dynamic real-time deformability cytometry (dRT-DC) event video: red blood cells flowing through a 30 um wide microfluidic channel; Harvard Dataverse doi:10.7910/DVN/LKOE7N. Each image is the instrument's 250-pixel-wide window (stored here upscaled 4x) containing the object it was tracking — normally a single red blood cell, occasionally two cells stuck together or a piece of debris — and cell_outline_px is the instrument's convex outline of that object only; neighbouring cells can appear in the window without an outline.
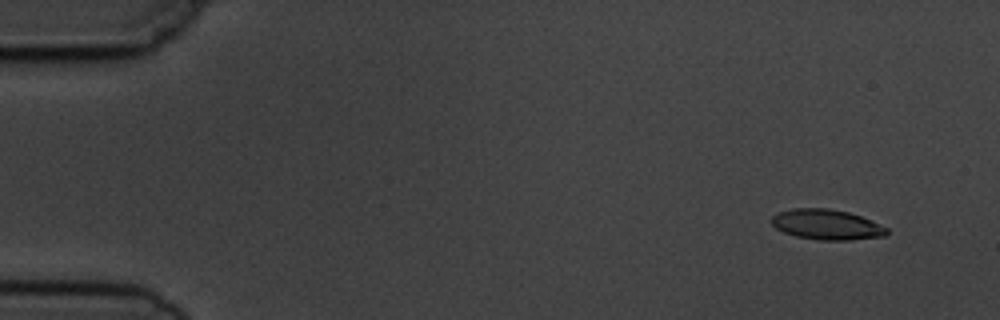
{"species": "common noctule bat (a hibernating species)", "species_latin": "Nyctalus noctula", "temperature_condition": "cold", "stored_images_in_passage": 6, "camera_frame_rate_fps": 3000, "um_per_image_px": 0.085, "animal": {"sex": "male", "body_mass_g": 19.5, "forearm_length_mm": 54.6}, "frame": {"image": 1, "passage_image": 1, "time_ms": 0.0, "image_size_px": [1000, 320], "cell_outline_px": [[888, 232], [884, 236], [852, 240], [820, 240], [796, 236], [784, 232], [776, 228], [772, 224], [772, 216], [780, 212], [792, 208], [828, 208], [848, 212], [860, 216], [888, 228]], "centroid_in_image_um": [70.27, 19.09], "position_along_channel_um": 14.7, "area_um2": 20.17}}
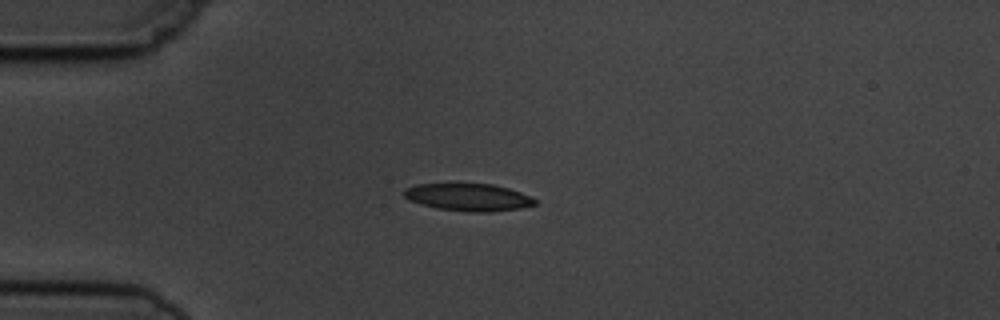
{"frame": {"image": 2, "passage_image": 4, "time_ms": 3.333, "image_size_px": [1000, 320], "cell_outline_px": [[536, 204], [520, 208], [492, 212], [468, 212], [436, 208], [420, 204], [408, 200], [404, 196], [404, 188], [416, 184], [460, 180], [492, 184], [508, 188], [532, 196], [536, 200]], "centroid_in_image_um": [39.75, 16.71], "position_along_channel_um": 45.3, "area_um2": 22.08}}
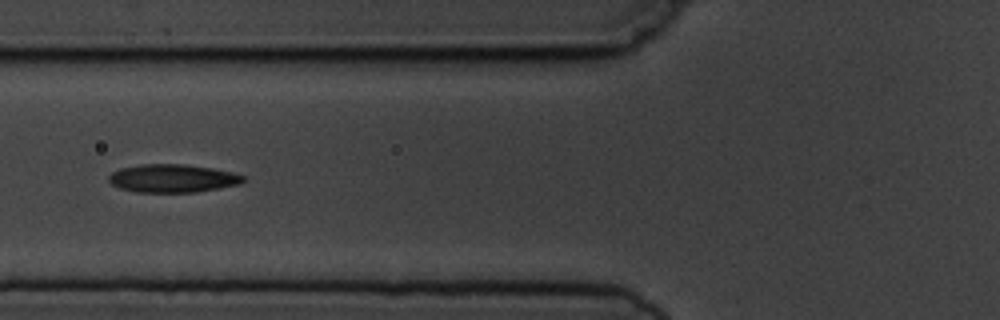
{"frame": {"image": 3, "passage_image": 6, "time_ms": 5.667, "image_size_px": [1000, 320], "cell_outline_px": [[248, 180], [240, 184], [220, 188], [196, 192], [136, 192], [120, 188], [112, 184], [108, 180], [108, 176], [112, 172], [120, 168], [144, 164], [184, 164], [212, 168], [232, 172], [244, 176]], "centroid_in_image_um": [14.7, 15.16], "position_along_channel_um": 111.1, "area_um2": 22.14}}